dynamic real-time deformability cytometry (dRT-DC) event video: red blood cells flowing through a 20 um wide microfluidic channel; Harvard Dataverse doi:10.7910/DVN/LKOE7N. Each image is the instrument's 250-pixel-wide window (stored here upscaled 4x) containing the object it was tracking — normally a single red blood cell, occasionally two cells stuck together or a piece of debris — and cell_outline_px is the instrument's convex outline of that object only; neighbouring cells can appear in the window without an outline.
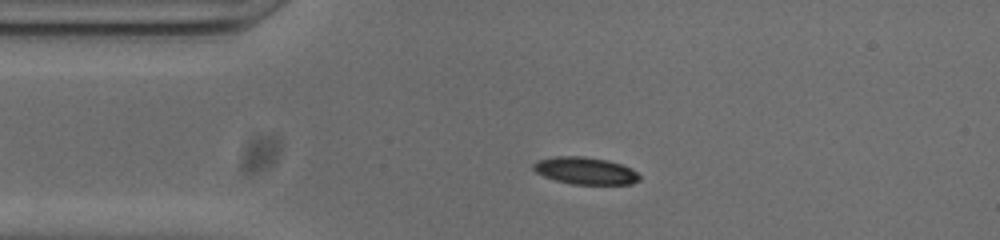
{"species": "common noctule bat (a hibernating species)", "species_latin": "Nyctalus noctula", "temperature_condition": "cold", "stored_images_in_passage": 44, "camera_frame_rate_fps": 3000, "um_per_image_px": 0.085, "animal": {"sex": "male", "body_mass_g": 20.0, "forearm_length_mm": 53.3}, "frame": {"image": 1, "passage_image": 2, "time_ms": 0.333, "image_size_px": [1000, 240], "cell_outline_px": [[640, 180], [632, 184], [572, 184], [556, 180], [544, 176], [536, 172], [532, 168], [532, 164], [536, 160], [556, 156], [584, 156], [608, 160], [632, 168], [640, 176]], "centroid_in_image_um": [49.74, 14.5], "position_along_channel_um": 35.3, "area_um2": 16.88}}
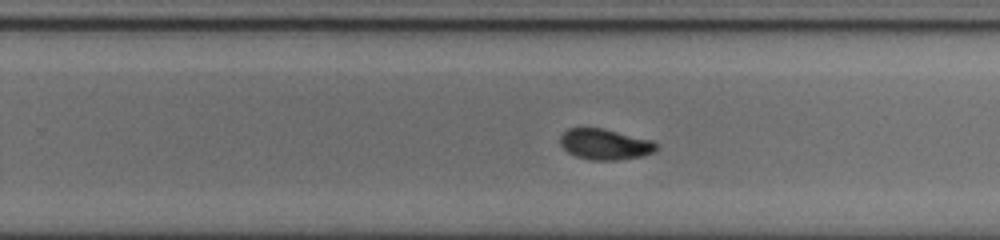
{"frame": {"image": 2, "passage_image": 23, "time_ms": 7.333, "image_size_px": [1000, 240], "cell_outline_px": [[660, 144], [656, 152], [640, 156], [616, 160], [592, 160], [576, 156], [568, 152], [560, 144], [560, 136], [568, 128], [604, 128], [652, 140]], "centroid_in_image_um": [51.46, 12.26], "position_along_channel_um": 278.3, "area_um2": 17.34}}
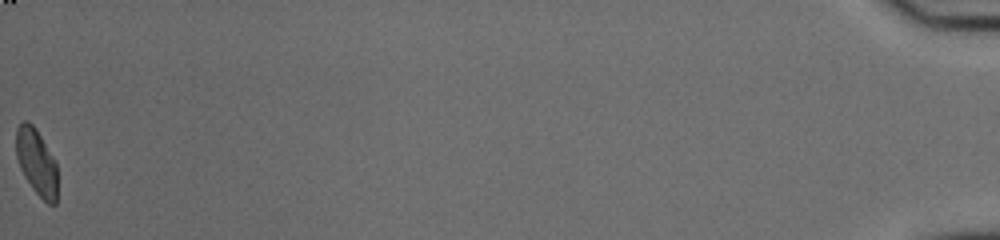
{"frame": {"image": 3, "passage_image": 44, "time_ms": 14.333, "image_size_px": [1000, 240], "cell_outline_px": [[56, 204], [48, 204], [32, 188], [24, 176], [20, 168], [16, 156], [16, 128], [24, 120], [28, 120], [36, 128], [56, 160]], "centroid_in_image_um": [3.1, 13.74], "position_along_channel_um": 432.1, "area_um2": 16.01}, "authors_computed_cell_mechanics": {"area_um2": 17.4556, "velocity_mm_per_s": 3.8383, "shape_relaxation_time_tau1_ms": 5.2779, "shape_relaxation_time_tau2_ms": 1.6963, "deformation_change_tau1": 0.1801, "deformation_change_tau2": 0.0612}}